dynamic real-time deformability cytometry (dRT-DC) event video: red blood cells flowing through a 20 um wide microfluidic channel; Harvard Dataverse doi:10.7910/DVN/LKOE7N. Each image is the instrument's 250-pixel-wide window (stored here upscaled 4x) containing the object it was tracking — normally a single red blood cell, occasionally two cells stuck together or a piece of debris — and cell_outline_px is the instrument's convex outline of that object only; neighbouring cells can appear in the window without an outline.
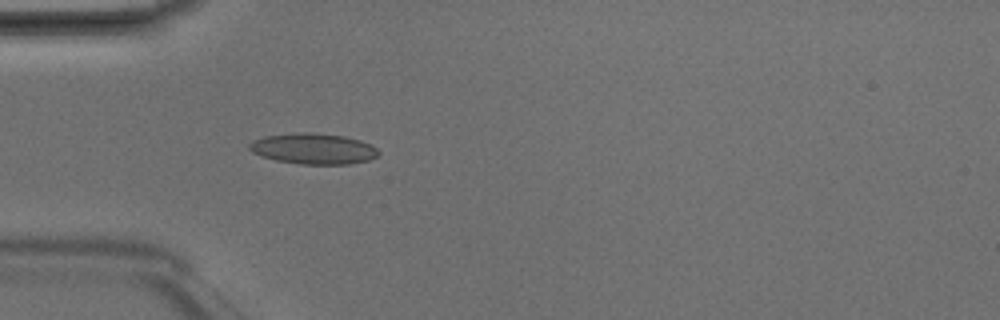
{"species": "Egyptian fruit bat (a non-hibernating species)", "species_latin": "Rousettus aegyptiacus", "temperature_condition": "room temperature", "stored_images_in_passage": 4, "camera_frame_rate_fps": 3000, "um_per_image_px": 0.085, "animal": {"sex": "male"}, "frame": {"image": 1, "passage_image": 4, "time_ms": 1.0, "image_size_px": [1000, 320], "cell_outline_px": [[380, 152], [376, 156], [368, 160], [348, 164], [300, 164], [276, 160], [252, 152], [248, 148], [248, 144], [252, 140], [264, 136], [304, 132], [308, 132], [344, 136], [360, 140], [372, 144]], "centroid_in_image_um": [26.64, 12.63], "position_along_channel_um": 58.4, "area_um2": 23.06}}